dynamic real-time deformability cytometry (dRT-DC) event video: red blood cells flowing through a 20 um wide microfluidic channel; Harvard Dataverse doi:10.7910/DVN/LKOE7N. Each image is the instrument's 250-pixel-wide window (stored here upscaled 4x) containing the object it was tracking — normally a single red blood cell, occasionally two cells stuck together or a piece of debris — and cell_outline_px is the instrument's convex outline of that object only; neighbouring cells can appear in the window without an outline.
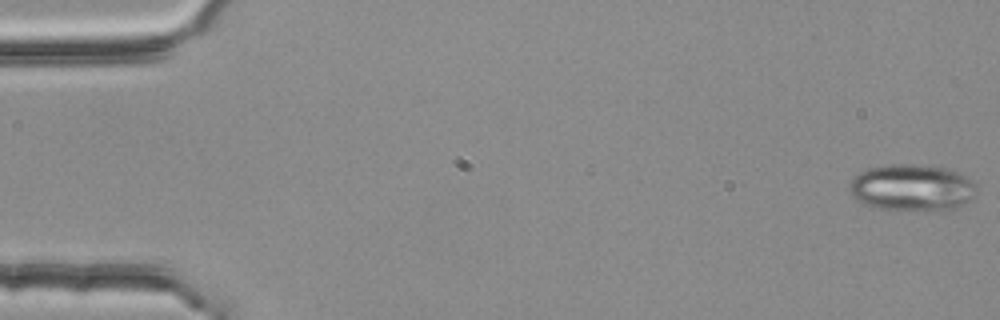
{"species": "common noctule bat (a hibernating species)", "species_latin": "Nyctalus noctula", "temperature_condition": "room temperature", "stored_images_in_passage": 4, "camera_frame_rate_fps": 3000, "um_per_image_px": 0.085, "animal": {"sex": "female", "body_mass_g": 25.1}, "frame": {"image": 1, "passage_image": 1, "time_ms": 0.0, "image_size_px": [1000, 320], "cell_outline_px": [[976, 192], [964, 204], [940, 212], [924, 212], [880, 208], [864, 204], [856, 200], [852, 196], [848, 188], [856, 172], [868, 168], [892, 164], [908, 164], [944, 168], [956, 172], [972, 180], [976, 184]], "centroid_in_image_um": [77.49, 15.98], "position_along_channel_um": 7.5, "area_um2": 34.85}}